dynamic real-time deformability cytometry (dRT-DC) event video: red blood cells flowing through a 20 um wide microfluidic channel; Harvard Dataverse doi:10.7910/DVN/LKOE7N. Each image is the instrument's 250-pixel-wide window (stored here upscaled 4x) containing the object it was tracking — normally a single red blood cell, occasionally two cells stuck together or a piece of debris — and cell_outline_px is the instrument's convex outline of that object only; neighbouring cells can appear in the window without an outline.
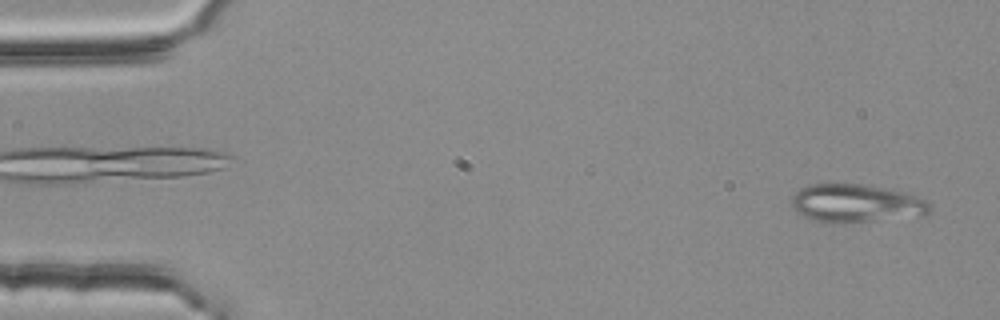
{"species": "common noctule bat (a hibernating species)", "species_latin": "Nyctalus noctula", "temperature_condition": "room temperature", "stored_images_in_passage": 53, "camera_frame_rate_fps": 3000, "um_per_image_px": 0.085, "animal": {"sex": "female", "body_mass_g": 25.1}, "frame": {"image": 1, "passage_image": 2, "time_ms": 0.333, "image_size_px": [1000, 320], "cell_outline_px": [[932, 212], [924, 216], [836, 224], [812, 220], [796, 212], [792, 208], [792, 196], [800, 188], [808, 184], [864, 184], [904, 192], [916, 196], [924, 200], [932, 208]], "centroid_in_image_um": [72.76, 17.3], "position_along_channel_um": 12.2, "area_um2": 31.1}}
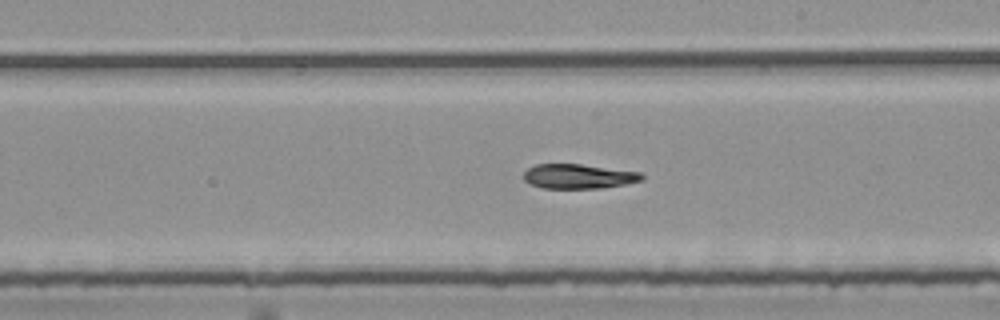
{"frame": {"image": 2, "passage_image": 30, "time_ms": 9.667, "image_size_px": [1000, 320], "cell_outline_px": [[644, 180], [624, 184], [600, 188], [544, 188], [532, 184], [524, 180], [524, 172], [528, 168], [536, 164], [580, 164], [640, 172], [644, 176]], "centroid_in_image_um": [49.18, 14.98], "position_along_channel_um": 239.8, "area_um2": 16.76}}
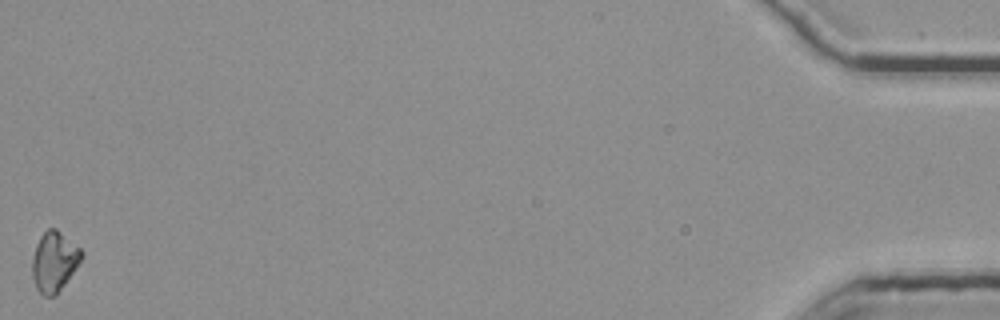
{"frame": {"image": 3, "passage_image": 53, "time_ms": 17.333, "image_size_px": [1000, 320], "cell_outline_px": [[84, 256], [56, 296], [44, 296], [36, 288], [32, 276], [32, 256], [36, 244], [40, 236], [48, 228], [56, 228], [80, 248], [84, 252]], "centroid_in_image_um": [4.6, 22.23], "position_along_channel_um": 430.6, "area_um2": 17.28}}